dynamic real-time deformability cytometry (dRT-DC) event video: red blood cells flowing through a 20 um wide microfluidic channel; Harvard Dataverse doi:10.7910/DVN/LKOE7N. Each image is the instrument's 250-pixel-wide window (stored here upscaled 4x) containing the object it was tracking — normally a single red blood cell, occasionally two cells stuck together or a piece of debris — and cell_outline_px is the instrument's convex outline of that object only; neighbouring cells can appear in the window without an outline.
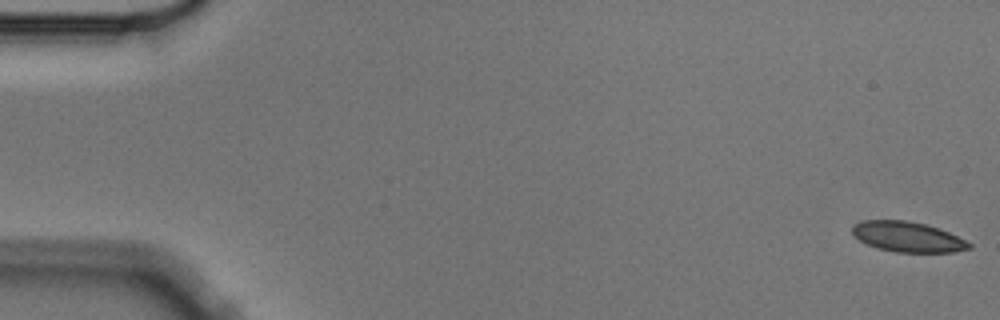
{"species": "Egyptian fruit bat (a non-hibernating species)", "species_latin": "Rousettus aegyptiacus", "temperature_condition": "cold", "stored_images_in_passage": 5, "camera_frame_rate_fps": 3000, "um_per_image_px": 0.085, "animal": {"sex": "male"}, "frame": {"image": 1, "passage_image": 1, "time_ms": 0.0, "image_size_px": [1000, 320], "cell_outline_px": [[972, 248], [952, 252], [896, 252], [880, 248], [868, 244], [860, 240], [852, 232], [852, 228], [856, 224], [864, 220], [904, 220], [928, 224], [948, 232], [972, 244]], "centroid_in_image_um": [77.18, 20.12], "position_along_channel_um": 7.8, "area_um2": 20.29}}
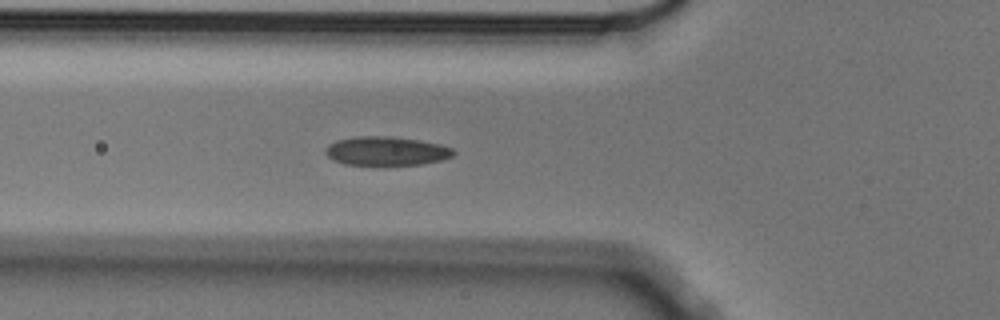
{"frame": {"image": 2, "passage_image": 5, "time_ms": 1.333, "image_size_px": [1000, 320], "cell_outline_px": [[456, 152], [452, 156], [440, 160], [424, 164], [380, 168], [344, 164], [332, 160], [324, 152], [324, 148], [328, 144], [336, 140], [360, 136], [392, 136], [420, 140], [440, 144], [452, 148]], "centroid_in_image_um": [32.8, 12.88], "position_along_channel_um": 93.0, "area_um2": 22.66}}